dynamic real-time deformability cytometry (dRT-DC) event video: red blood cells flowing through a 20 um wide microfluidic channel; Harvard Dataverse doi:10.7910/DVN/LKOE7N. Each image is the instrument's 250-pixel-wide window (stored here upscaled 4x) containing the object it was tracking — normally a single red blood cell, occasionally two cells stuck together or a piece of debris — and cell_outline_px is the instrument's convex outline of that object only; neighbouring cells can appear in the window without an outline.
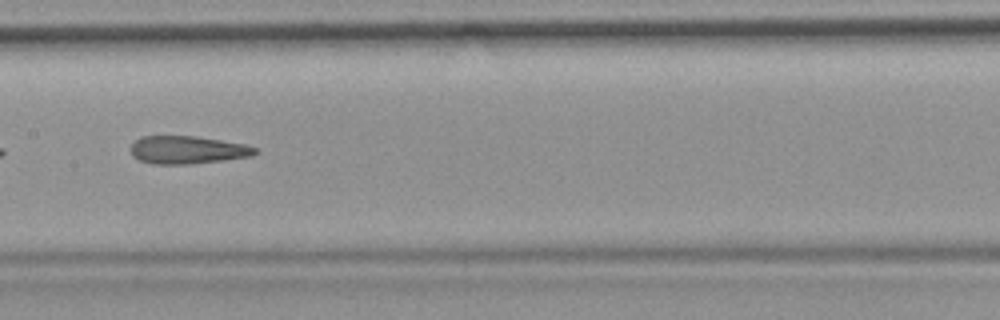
{"species": "common noctule bat (a hibernating species)", "species_latin": "Nyctalus noctula", "temperature_condition": "room temperature", "stored_images_in_passage": 38, "camera_frame_rate_fps": 3000, "um_per_image_px": 0.085, "animal": {"sex": "female", "body_mass_g": 19.9}, "frame": {"image": 1, "passage_image": 12, "time_ms": 3.667, "image_size_px": [1000, 320], "cell_outline_px": [[260, 152], [252, 156], [224, 160], [188, 164], [152, 164], [140, 160], [132, 156], [128, 148], [140, 136], [196, 136], [244, 144], [256, 148]], "centroid_in_image_um": [15.91, 12.74], "position_along_channel_um": 191.5, "area_um2": 20.35}, "authors_computed_cell_mechanics": {"area_um2": 20.808, "velocity_mm_per_s": 3.7719, "shape_relaxation_time_tau1_ms": null, "shape_relaxation_time_tau2_ms": 2.8901, "deformation_change_tau1": null, "deformation_change_tau2": 0.1385}}